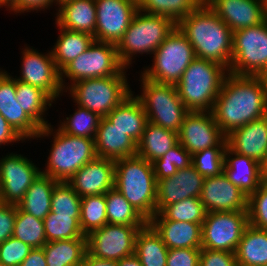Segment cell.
I'll use <instances>...</instances> for the list:
<instances>
[{"label":"cell","mask_w":267,"mask_h":266,"mask_svg":"<svg viewBox=\"0 0 267 266\" xmlns=\"http://www.w3.org/2000/svg\"><path fill=\"white\" fill-rule=\"evenodd\" d=\"M207 5L233 32L265 21L263 0H210Z\"/></svg>","instance_id":"7402d4cb"},{"label":"cell","mask_w":267,"mask_h":266,"mask_svg":"<svg viewBox=\"0 0 267 266\" xmlns=\"http://www.w3.org/2000/svg\"><path fill=\"white\" fill-rule=\"evenodd\" d=\"M114 187L147 221L156 214L157 180L151 162L138 155L116 160Z\"/></svg>","instance_id":"3957f363"},{"label":"cell","mask_w":267,"mask_h":266,"mask_svg":"<svg viewBox=\"0 0 267 266\" xmlns=\"http://www.w3.org/2000/svg\"><path fill=\"white\" fill-rule=\"evenodd\" d=\"M125 69L116 76L77 81L67 90L75 105L106 117L133 92L127 82Z\"/></svg>","instance_id":"52a82bcc"},{"label":"cell","mask_w":267,"mask_h":266,"mask_svg":"<svg viewBox=\"0 0 267 266\" xmlns=\"http://www.w3.org/2000/svg\"><path fill=\"white\" fill-rule=\"evenodd\" d=\"M95 41L117 45L138 11L137 0H95Z\"/></svg>","instance_id":"2e32d148"},{"label":"cell","mask_w":267,"mask_h":266,"mask_svg":"<svg viewBox=\"0 0 267 266\" xmlns=\"http://www.w3.org/2000/svg\"><path fill=\"white\" fill-rule=\"evenodd\" d=\"M238 266H267V230L248 224L235 252Z\"/></svg>","instance_id":"f1b7e54d"},{"label":"cell","mask_w":267,"mask_h":266,"mask_svg":"<svg viewBox=\"0 0 267 266\" xmlns=\"http://www.w3.org/2000/svg\"><path fill=\"white\" fill-rule=\"evenodd\" d=\"M51 212L56 215L80 217L81 197L68 182L58 181L51 196Z\"/></svg>","instance_id":"ee69618b"},{"label":"cell","mask_w":267,"mask_h":266,"mask_svg":"<svg viewBox=\"0 0 267 266\" xmlns=\"http://www.w3.org/2000/svg\"><path fill=\"white\" fill-rule=\"evenodd\" d=\"M16 0H0V7L5 6L8 10L15 4Z\"/></svg>","instance_id":"91938a15"},{"label":"cell","mask_w":267,"mask_h":266,"mask_svg":"<svg viewBox=\"0 0 267 266\" xmlns=\"http://www.w3.org/2000/svg\"><path fill=\"white\" fill-rule=\"evenodd\" d=\"M227 146H214L192 155V165L204 178L220 175L225 163Z\"/></svg>","instance_id":"f6af8a7d"},{"label":"cell","mask_w":267,"mask_h":266,"mask_svg":"<svg viewBox=\"0 0 267 266\" xmlns=\"http://www.w3.org/2000/svg\"><path fill=\"white\" fill-rule=\"evenodd\" d=\"M167 254V246L149 223L138 231L135 255L143 266H166Z\"/></svg>","instance_id":"836d02e7"},{"label":"cell","mask_w":267,"mask_h":266,"mask_svg":"<svg viewBox=\"0 0 267 266\" xmlns=\"http://www.w3.org/2000/svg\"><path fill=\"white\" fill-rule=\"evenodd\" d=\"M125 69L117 54L116 45L94 40L86 51L61 71V84L67 92V89L77 81L116 76ZM67 78L70 85L69 82H65Z\"/></svg>","instance_id":"30bf717a"},{"label":"cell","mask_w":267,"mask_h":266,"mask_svg":"<svg viewBox=\"0 0 267 266\" xmlns=\"http://www.w3.org/2000/svg\"><path fill=\"white\" fill-rule=\"evenodd\" d=\"M118 266H143L138 257L133 254L118 261Z\"/></svg>","instance_id":"9f6ffc18"},{"label":"cell","mask_w":267,"mask_h":266,"mask_svg":"<svg viewBox=\"0 0 267 266\" xmlns=\"http://www.w3.org/2000/svg\"><path fill=\"white\" fill-rule=\"evenodd\" d=\"M199 266H238L235 253L201 249Z\"/></svg>","instance_id":"681fc988"},{"label":"cell","mask_w":267,"mask_h":266,"mask_svg":"<svg viewBox=\"0 0 267 266\" xmlns=\"http://www.w3.org/2000/svg\"><path fill=\"white\" fill-rule=\"evenodd\" d=\"M16 100L41 129L50 124L43 117L54 100L45 91L16 80Z\"/></svg>","instance_id":"e575fe53"},{"label":"cell","mask_w":267,"mask_h":266,"mask_svg":"<svg viewBox=\"0 0 267 266\" xmlns=\"http://www.w3.org/2000/svg\"><path fill=\"white\" fill-rule=\"evenodd\" d=\"M49 136L54 139L47 166L41 174L56 181L67 182L83 165L97 157L94 139L68 135L59 128L53 129L51 124L42 128L36 139Z\"/></svg>","instance_id":"5b68a950"},{"label":"cell","mask_w":267,"mask_h":266,"mask_svg":"<svg viewBox=\"0 0 267 266\" xmlns=\"http://www.w3.org/2000/svg\"><path fill=\"white\" fill-rule=\"evenodd\" d=\"M223 172L227 178L249 197L262 183L260 163L226 147Z\"/></svg>","instance_id":"484cf974"},{"label":"cell","mask_w":267,"mask_h":266,"mask_svg":"<svg viewBox=\"0 0 267 266\" xmlns=\"http://www.w3.org/2000/svg\"><path fill=\"white\" fill-rule=\"evenodd\" d=\"M57 1V4L62 2V1H66V0H56Z\"/></svg>","instance_id":"e7e4bbea"},{"label":"cell","mask_w":267,"mask_h":266,"mask_svg":"<svg viewBox=\"0 0 267 266\" xmlns=\"http://www.w3.org/2000/svg\"><path fill=\"white\" fill-rule=\"evenodd\" d=\"M21 74L18 78L23 83L30 84L45 91L54 101L63 95L61 72L52 57L51 50L47 54L26 46L22 50Z\"/></svg>","instance_id":"9a60e30c"},{"label":"cell","mask_w":267,"mask_h":266,"mask_svg":"<svg viewBox=\"0 0 267 266\" xmlns=\"http://www.w3.org/2000/svg\"><path fill=\"white\" fill-rule=\"evenodd\" d=\"M113 126L125 132L136 143L141 139L147 115L140 100L132 93L106 117Z\"/></svg>","instance_id":"83f0119b"},{"label":"cell","mask_w":267,"mask_h":266,"mask_svg":"<svg viewBox=\"0 0 267 266\" xmlns=\"http://www.w3.org/2000/svg\"><path fill=\"white\" fill-rule=\"evenodd\" d=\"M43 250L47 266H81L87 252V239L50 241Z\"/></svg>","instance_id":"d6a6232c"},{"label":"cell","mask_w":267,"mask_h":266,"mask_svg":"<svg viewBox=\"0 0 267 266\" xmlns=\"http://www.w3.org/2000/svg\"><path fill=\"white\" fill-rule=\"evenodd\" d=\"M151 67L141 75L153 82L176 85L188 65L196 58L194 48L176 26L153 53Z\"/></svg>","instance_id":"9c48e42d"},{"label":"cell","mask_w":267,"mask_h":266,"mask_svg":"<svg viewBox=\"0 0 267 266\" xmlns=\"http://www.w3.org/2000/svg\"><path fill=\"white\" fill-rule=\"evenodd\" d=\"M227 147L261 163L267 153V122L264 117L230 132Z\"/></svg>","instance_id":"603a6c76"},{"label":"cell","mask_w":267,"mask_h":266,"mask_svg":"<svg viewBox=\"0 0 267 266\" xmlns=\"http://www.w3.org/2000/svg\"><path fill=\"white\" fill-rule=\"evenodd\" d=\"M75 112L63 122L60 120L58 128L71 136L95 139L101 117L86 108L77 106Z\"/></svg>","instance_id":"ab89813d"},{"label":"cell","mask_w":267,"mask_h":266,"mask_svg":"<svg viewBox=\"0 0 267 266\" xmlns=\"http://www.w3.org/2000/svg\"><path fill=\"white\" fill-rule=\"evenodd\" d=\"M258 77L261 79L266 101H267V69H265L263 72H261Z\"/></svg>","instance_id":"680465c9"},{"label":"cell","mask_w":267,"mask_h":266,"mask_svg":"<svg viewBox=\"0 0 267 266\" xmlns=\"http://www.w3.org/2000/svg\"><path fill=\"white\" fill-rule=\"evenodd\" d=\"M260 169L262 183L267 184V153L265 155L264 160L260 163Z\"/></svg>","instance_id":"6f0895ef"},{"label":"cell","mask_w":267,"mask_h":266,"mask_svg":"<svg viewBox=\"0 0 267 266\" xmlns=\"http://www.w3.org/2000/svg\"><path fill=\"white\" fill-rule=\"evenodd\" d=\"M199 5L197 0H137L138 10L151 15L166 16L176 24Z\"/></svg>","instance_id":"8d00e7d4"},{"label":"cell","mask_w":267,"mask_h":266,"mask_svg":"<svg viewBox=\"0 0 267 266\" xmlns=\"http://www.w3.org/2000/svg\"><path fill=\"white\" fill-rule=\"evenodd\" d=\"M115 161L96 157L83 165L67 182L80 197L106 194L114 187Z\"/></svg>","instance_id":"ffe728a7"},{"label":"cell","mask_w":267,"mask_h":266,"mask_svg":"<svg viewBox=\"0 0 267 266\" xmlns=\"http://www.w3.org/2000/svg\"><path fill=\"white\" fill-rule=\"evenodd\" d=\"M248 224L267 230V184L261 183L258 189L248 197Z\"/></svg>","instance_id":"bcb514c9"},{"label":"cell","mask_w":267,"mask_h":266,"mask_svg":"<svg viewBox=\"0 0 267 266\" xmlns=\"http://www.w3.org/2000/svg\"><path fill=\"white\" fill-rule=\"evenodd\" d=\"M200 4H207L210 0H197Z\"/></svg>","instance_id":"6125c7cd"},{"label":"cell","mask_w":267,"mask_h":266,"mask_svg":"<svg viewBox=\"0 0 267 266\" xmlns=\"http://www.w3.org/2000/svg\"><path fill=\"white\" fill-rule=\"evenodd\" d=\"M0 114L24 139H35L41 128L24 112L16 100V79L0 69Z\"/></svg>","instance_id":"44dd1931"},{"label":"cell","mask_w":267,"mask_h":266,"mask_svg":"<svg viewBox=\"0 0 267 266\" xmlns=\"http://www.w3.org/2000/svg\"><path fill=\"white\" fill-rule=\"evenodd\" d=\"M267 69V22L233 32L229 73L258 76Z\"/></svg>","instance_id":"8fae6325"},{"label":"cell","mask_w":267,"mask_h":266,"mask_svg":"<svg viewBox=\"0 0 267 266\" xmlns=\"http://www.w3.org/2000/svg\"><path fill=\"white\" fill-rule=\"evenodd\" d=\"M152 163L153 172L157 181L176 174L177 169L189 167L192 164V155L180 143L172 147L167 153Z\"/></svg>","instance_id":"7bdbcfd3"},{"label":"cell","mask_w":267,"mask_h":266,"mask_svg":"<svg viewBox=\"0 0 267 266\" xmlns=\"http://www.w3.org/2000/svg\"><path fill=\"white\" fill-rule=\"evenodd\" d=\"M53 4H57L56 0H16L15 4L9 9V11L14 13H24L31 12L34 10H46L53 6Z\"/></svg>","instance_id":"816d5d0a"},{"label":"cell","mask_w":267,"mask_h":266,"mask_svg":"<svg viewBox=\"0 0 267 266\" xmlns=\"http://www.w3.org/2000/svg\"><path fill=\"white\" fill-rule=\"evenodd\" d=\"M80 217L56 215L51 212L43 219L47 242L75 238H86L83 234Z\"/></svg>","instance_id":"60d3db41"},{"label":"cell","mask_w":267,"mask_h":266,"mask_svg":"<svg viewBox=\"0 0 267 266\" xmlns=\"http://www.w3.org/2000/svg\"><path fill=\"white\" fill-rule=\"evenodd\" d=\"M263 4H264L265 21L267 22V0H263Z\"/></svg>","instance_id":"94428289"},{"label":"cell","mask_w":267,"mask_h":266,"mask_svg":"<svg viewBox=\"0 0 267 266\" xmlns=\"http://www.w3.org/2000/svg\"><path fill=\"white\" fill-rule=\"evenodd\" d=\"M228 69L217 62L196 57L176 84L188 111L211 112Z\"/></svg>","instance_id":"277c9868"},{"label":"cell","mask_w":267,"mask_h":266,"mask_svg":"<svg viewBox=\"0 0 267 266\" xmlns=\"http://www.w3.org/2000/svg\"><path fill=\"white\" fill-rule=\"evenodd\" d=\"M107 223L145 226L148 221L115 188L105 194Z\"/></svg>","instance_id":"d590c367"},{"label":"cell","mask_w":267,"mask_h":266,"mask_svg":"<svg viewBox=\"0 0 267 266\" xmlns=\"http://www.w3.org/2000/svg\"><path fill=\"white\" fill-rule=\"evenodd\" d=\"M24 139L10 126L6 119L0 114V146L8 143H18Z\"/></svg>","instance_id":"f5cc1de1"},{"label":"cell","mask_w":267,"mask_h":266,"mask_svg":"<svg viewBox=\"0 0 267 266\" xmlns=\"http://www.w3.org/2000/svg\"><path fill=\"white\" fill-rule=\"evenodd\" d=\"M205 178L194 166L177 169L171 177L157 181L156 213L166 206L187 198H199Z\"/></svg>","instance_id":"d6986e66"},{"label":"cell","mask_w":267,"mask_h":266,"mask_svg":"<svg viewBox=\"0 0 267 266\" xmlns=\"http://www.w3.org/2000/svg\"><path fill=\"white\" fill-rule=\"evenodd\" d=\"M13 237L32 248H42L47 243L43 220L22 211L18 206Z\"/></svg>","instance_id":"f35d334b"},{"label":"cell","mask_w":267,"mask_h":266,"mask_svg":"<svg viewBox=\"0 0 267 266\" xmlns=\"http://www.w3.org/2000/svg\"><path fill=\"white\" fill-rule=\"evenodd\" d=\"M176 26L177 24L166 16L151 15L138 10L116 45L122 65L129 69L133 56L145 53L152 55Z\"/></svg>","instance_id":"8992f818"},{"label":"cell","mask_w":267,"mask_h":266,"mask_svg":"<svg viewBox=\"0 0 267 266\" xmlns=\"http://www.w3.org/2000/svg\"><path fill=\"white\" fill-rule=\"evenodd\" d=\"M264 119L266 120V122H267V107H266V109H265V113H264Z\"/></svg>","instance_id":"be15d7a7"},{"label":"cell","mask_w":267,"mask_h":266,"mask_svg":"<svg viewBox=\"0 0 267 266\" xmlns=\"http://www.w3.org/2000/svg\"><path fill=\"white\" fill-rule=\"evenodd\" d=\"M206 213L200 198H187L166 206L150 220H173L202 225Z\"/></svg>","instance_id":"74e56055"},{"label":"cell","mask_w":267,"mask_h":266,"mask_svg":"<svg viewBox=\"0 0 267 266\" xmlns=\"http://www.w3.org/2000/svg\"><path fill=\"white\" fill-rule=\"evenodd\" d=\"M178 139L191 155L214 146H227L226 135L211 112L189 111L181 124Z\"/></svg>","instance_id":"e0dca14e"},{"label":"cell","mask_w":267,"mask_h":266,"mask_svg":"<svg viewBox=\"0 0 267 266\" xmlns=\"http://www.w3.org/2000/svg\"><path fill=\"white\" fill-rule=\"evenodd\" d=\"M17 205L0 202V244L13 236Z\"/></svg>","instance_id":"f907efd6"},{"label":"cell","mask_w":267,"mask_h":266,"mask_svg":"<svg viewBox=\"0 0 267 266\" xmlns=\"http://www.w3.org/2000/svg\"><path fill=\"white\" fill-rule=\"evenodd\" d=\"M55 24L63 29L92 36L96 30L95 0H66L58 3Z\"/></svg>","instance_id":"d4e9b609"},{"label":"cell","mask_w":267,"mask_h":266,"mask_svg":"<svg viewBox=\"0 0 267 266\" xmlns=\"http://www.w3.org/2000/svg\"><path fill=\"white\" fill-rule=\"evenodd\" d=\"M141 78V95H135L143 105L147 121L178 133L189 112L178 95L176 85L156 83Z\"/></svg>","instance_id":"ba28073f"},{"label":"cell","mask_w":267,"mask_h":266,"mask_svg":"<svg viewBox=\"0 0 267 266\" xmlns=\"http://www.w3.org/2000/svg\"><path fill=\"white\" fill-rule=\"evenodd\" d=\"M79 223L85 236L107 224L105 194L81 197Z\"/></svg>","instance_id":"b9f144b4"},{"label":"cell","mask_w":267,"mask_h":266,"mask_svg":"<svg viewBox=\"0 0 267 266\" xmlns=\"http://www.w3.org/2000/svg\"><path fill=\"white\" fill-rule=\"evenodd\" d=\"M41 168L21 154L10 153L0 158V202L15 204L23 199Z\"/></svg>","instance_id":"5bb4252c"},{"label":"cell","mask_w":267,"mask_h":266,"mask_svg":"<svg viewBox=\"0 0 267 266\" xmlns=\"http://www.w3.org/2000/svg\"><path fill=\"white\" fill-rule=\"evenodd\" d=\"M168 249H202V225L173 220H149Z\"/></svg>","instance_id":"4316f807"},{"label":"cell","mask_w":267,"mask_h":266,"mask_svg":"<svg viewBox=\"0 0 267 266\" xmlns=\"http://www.w3.org/2000/svg\"><path fill=\"white\" fill-rule=\"evenodd\" d=\"M33 248L11 236L0 244V263L19 266Z\"/></svg>","instance_id":"7dc6e473"},{"label":"cell","mask_w":267,"mask_h":266,"mask_svg":"<svg viewBox=\"0 0 267 266\" xmlns=\"http://www.w3.org/2000/svg\"><path fill=\"white\" fill-rule=\"evenodd\" d=\"M248 225V211L206 213L202 223V249L235 253Z\"/></svg>","instance_id":"7c38bea8"},{"label":"cell","mask_w":267,"mask_h":266,"mask_svg":"<svg viewBox=\"0 0 267 266\" xmlns=\"http://www.w3.org/2000/svg\"><path fill=\"white\" fill-rule=\"evenodd\" d=\"M81 266H118V261L96 258L86 252Z\"/></svg>","instance_id":"11a10c76"},{"label":"cell","mask_w":267,"mask_h":266,"mask_svg":"<svg viewBox=\"0 0 267 266\" xmlns=\"http://www.w3.org/2000/svg\"><path fill=\"white\" fill-rule=\"evenodd\" d=\"M144 226L105 224L86 236L87 252L100 259L119 261L135 254V239Z\"/></svg>","instance_id":"4fadbf2b"},{"label":"cell","mask_w":267,"mask_h":266,"mask_svg":"<svg viewBox=\"0 0 267 266\" xmlns=\"http://www.w3.org/2000/svg\"><path fill=\"white\" fill-rule=\"evenodd\" d=\"M200 200L207 213L247 211L248 197L222 172L205 178Z\"/></svg>","instance_id":"ac0fdd59"},{"label":"cell","mask_w":267,"mask_h":266,"mask_svg":"<svg viewBox=\"0 0 267 266\" xmlns=\"http://www.w3.org/2000/svg\"><path fill=\"white\" fill-rule=\"evenodd\" d=\"M96 156L110 160L137 155V143L122 130L101 117L94 139Z\"/></svg>","instance_id":"cb8c5ba5"},{"label":"cell","mask_w":267,"mask_h":266,"mask_svg":"<svg viewBox=\"0 0 267 266\" xmlns=\"http://www.w3.org/2000/svg\"><path fill=\"white\" fill-rule=\"evenodd\" d=\"M201 249H168L166 266H199Z\"/></svg>","instance_id":"c3c4849f"},{"label":"cell","mask_w":267,"mask_h":266,"mask_svg":"<svg viewBox=\"0 0 267 266\" xmlns=\"http://www.w3.org/2000/svg\"><path fill=\"white\" fill-rule=\"evenodd\" d=\"M177 27L191 43L196 57L230 69L233 31L207 4H200Z\"/></svg>","instance_id":"7a4b0ae2"},{"label":"cell","mask_w":267,"mask_h":266,"mask_svg":"<svg viewBox=\"0 0 267 266\" xmlns=\"http://www.w3.org/2000/svg\"><path fill=\"white\" fill-rule=\"evenodd\" d=\"M178 143V133L147 122L137 143V155L153 162Z\"/></svg>","instance_id":"f546056e"},{"label":"cell","mask_w":267,"mask_h":266,"mask_svg":"<svg viewBox=\"0 0 267 266\" xmlns=\"http://www.w3.org/2000/svg\"><path fill=\"white\" fill-rule=\"evenodd\" d=\"M267 101L258 76L228 73L211 110L227 136L233 130L264 116Z\"/></svg>","instance_id":"6da1fadb"},{"label":"cell","mask_w":267,"mask_h":266,"mask_svg":"<svg viewBox=\"0 0 267 266\" xmlns=\"http://www.w3.org/2000/svg\"><path fill=\"white\" fill-rule=\"evenodd\" d=\"M57 182L49 176L40 174L17 206L22 211L43 220L51 211V196Z\"/></svg>","instance_id":"1f68e13d"},{"label":"cell","mask_w":267,"mask_h":266,"mask_svg":"<svg viewBox=\"0 0 267 266\" xmlns=\"http://www.w3.org/2000/svg\"><path fill=\"white\" fill-rule=\"evenodd\" d=\"M57 27L60 34L51 49V53L58 70L61 72L76 57L88 49L94 41V36L84 32L63 29L58 25Z\"/></svg>","instance_id":"4dcf8cb0"},{"label":"cell","mask_w":267,"mask_h":266,"mask_svg":"<svg viewBox=\"0 0 267 266\" xmlns=\"http://www.w3.org/2000/svg\"><path fill=\"white\" fill-rule=\"evenodd\" d=\"M19 266H47L43 247L33 248Z\"/></svg>","instance_id":"db71d44e"}]
</instances>
